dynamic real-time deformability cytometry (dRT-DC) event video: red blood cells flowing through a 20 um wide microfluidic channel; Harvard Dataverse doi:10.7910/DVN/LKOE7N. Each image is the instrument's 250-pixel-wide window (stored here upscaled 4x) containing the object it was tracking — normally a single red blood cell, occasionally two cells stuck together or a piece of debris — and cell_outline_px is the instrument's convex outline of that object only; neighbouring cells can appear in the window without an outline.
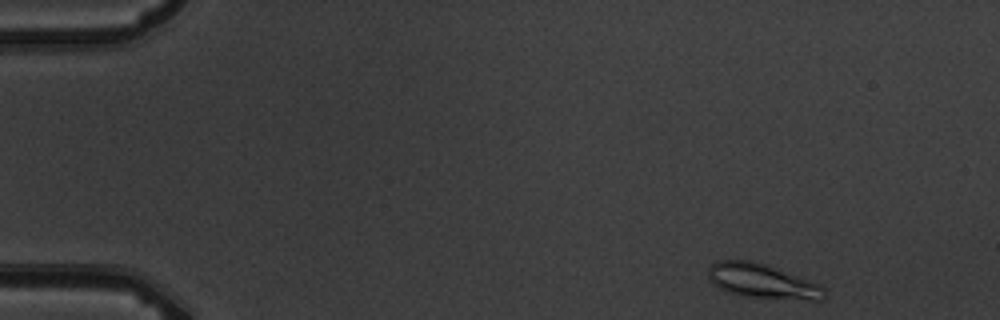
{"species": "common noctule bat (a hibernating species)", "species_latin": "Nyctalus noctula", "temperature_condition": "warm", "stored_images_in_passage": 4, "camera_frame_rate_fps": 3000, "um_per_image_px": 0.085, "animal": {"sex": "male", "body_mass_g": 19.5, "forearm_length_mm": 54.6}, "frame": {"image": 1, "passage_image": 1, "time_ms": 0.0, "image_size_px": [1000, 320], "cell_outline_px": [[824, 300], [812, 300], [744, 296], [728, 292], [712, 284], [708, 276], [708, 268], [712, 264], [720, 260], [752, 260], [764, 264], [820, 284], [824, 288]], "centroid_in_image_um": [64.77, 23.89], "position_along_channel_um": 20.2, "area_um2": 23.0}}
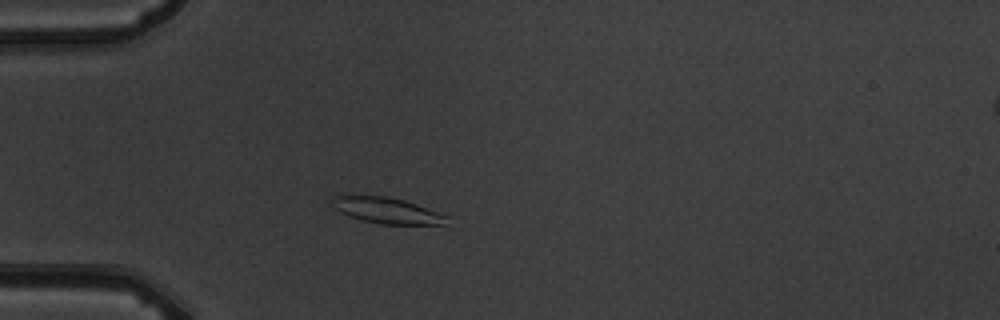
{"frame": {"image": 2, "passage_image": 4, "time_ms": 3.333, "image_size_px": [1000, 320], "cell_outline_px": [[448, 216], [444, 224], [380, 224], [360, 220], [348, 216], [332, 208], [332, 196], [384, 196], [404, 200], [416, 204]], "centroid_in_image_um": [32.82, 17.9], "position_along_channel_um": 52.2, "area_um2": 17.11}}